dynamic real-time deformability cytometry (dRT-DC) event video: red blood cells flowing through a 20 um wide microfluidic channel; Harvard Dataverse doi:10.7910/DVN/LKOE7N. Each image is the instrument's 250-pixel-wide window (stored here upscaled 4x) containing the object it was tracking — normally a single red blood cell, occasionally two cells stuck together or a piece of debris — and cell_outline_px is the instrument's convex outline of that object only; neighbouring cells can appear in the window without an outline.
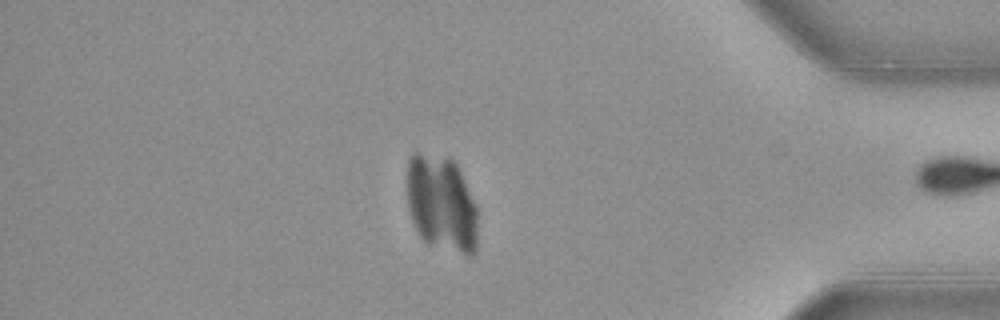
{"species": "common noctule bat (a hibernating species)", "species_latin": "Nyctalus noctula", "temperature_condition": "warm", "stored_images_in_passage": 32, "camera_frame_rate_fps": 3000, "um_per_image_px": 0.085, "animal": {"sex": "female", "body_mass_g": 21.9}, "frame": {"image": 1, "passage_image": 31, "time_ms": 10.0, "image_size_px": [1000, 320], "cell_outline_px": [[476, 252], [472, 256], [468, 256], [428, 244], [420, 236], [412, 220], [408, 208], [408, 160], [412, 152], [420, 152], [452, 160], [456, 164], [476, 204]], "centroid_in_image_um": [37.52, 17.33], "position_along_channel_um": 397.7, "area_um2": 39.59}}